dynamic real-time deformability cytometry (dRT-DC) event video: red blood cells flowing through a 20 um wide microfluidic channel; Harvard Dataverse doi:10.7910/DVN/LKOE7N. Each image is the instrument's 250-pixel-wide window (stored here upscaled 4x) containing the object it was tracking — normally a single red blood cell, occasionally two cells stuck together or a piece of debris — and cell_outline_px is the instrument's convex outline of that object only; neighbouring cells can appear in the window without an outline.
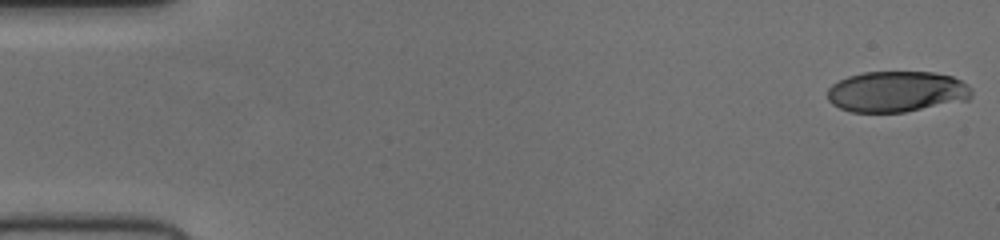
{"species": "human", "species_latin": "Homo sapiens", "temperature_condition": "cold", "stored_images_in_passage": 52, "camera_frame_rate_fps": 3000, "um_per_image_px": 0.085, "donor": {"sex": "female"}, "frame": {"image": 1, "passage_image": 1, "time_ms": 0.0, "image_size_px": [1000, 240], "cell_outline_px": [[972, 96], [968, 100], [904, 112], [848, 112], [832, 104], [828, 100], [828, 88], [832, 84], [848, 76], [864, 72], [936, 72], [952, 76], [968, 84], [972, 88]], "centroid_in_image_um": [76.23, 7.79], "position_along_channel_um": 8.8, "area_um2": 34.56}}
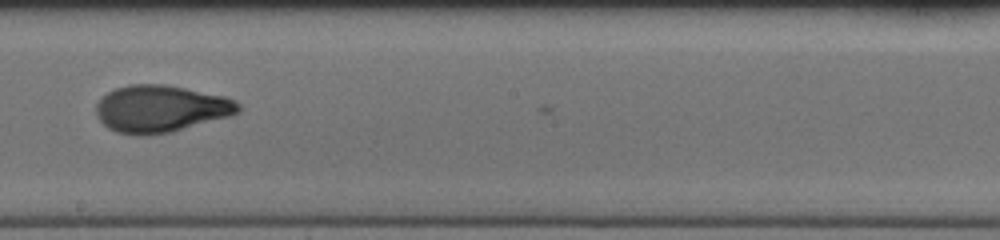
{"frame": {"image": 2, "passage_image": 30, "time_ms": 9.667, "image_size_px": [1000, 240], "cell_outline_px": [[244, 108], [240, 112], [232, 116], [172, 132], [140, 136], [136, 136], [116, 132], [108, 128], [96, 116], [96, 104], [108, 92], [116, 88], [128, 84], [164, 84], [224, 96], [236, 100]], "centroid_in_image_um": [13.7, 9.26], "position_along_channel_um": 234.5, "area_um2": 39.36}}
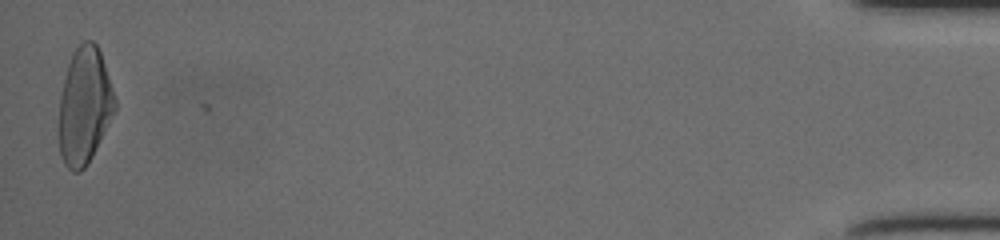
{"frame": {"image": 3, "passage_image": 52, "time_ms": 17.0, "image_size_px": [1000, 240], "cell_outline_px": [[116, 108], [88, 164], [80, 172], [72, 172], [64, 164], [60, 156], [60, 96], [68, 64], [72, 52], [84, 40], [92, 40], [96, 44], [100, 52], [116, 100]], "centroid_in_image_um": [7.17, 9.01], "position_along_channel_um": 428.0, "area_um2": 37.51}}